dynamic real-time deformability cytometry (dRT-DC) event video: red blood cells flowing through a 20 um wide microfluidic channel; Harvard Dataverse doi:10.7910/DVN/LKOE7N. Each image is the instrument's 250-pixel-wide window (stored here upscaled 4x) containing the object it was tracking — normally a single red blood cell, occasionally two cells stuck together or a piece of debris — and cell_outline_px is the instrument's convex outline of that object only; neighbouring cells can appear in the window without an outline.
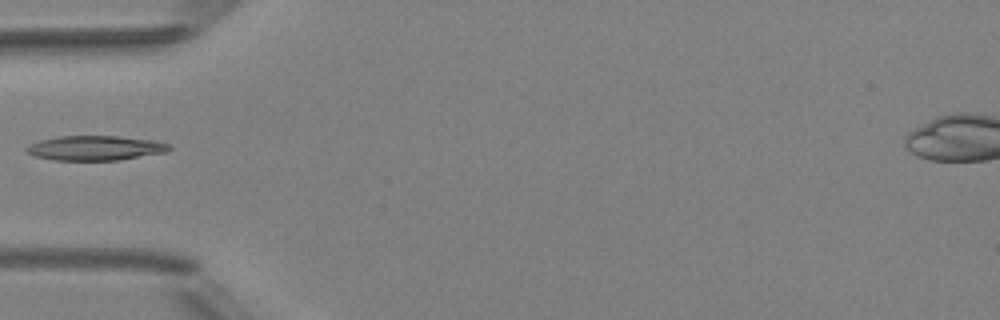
{"species": "Egyptian fruit bat (a non-hibernating species)", "species_latin": "Rousettus aegyptiacus", "temperature_condition": "room temperature", "stored_images_in_passage": 3, "camera_frame_rate_fps": 3000, "um_per_image_px": 0.085, "animal": {"sex": "female"}, "frame": {"image": 1, "passage_image": 2, "time_ms": 1.333, "image_size_px": [1000, 320], "cell_outline_px": [[172, 148], [168, 152], [120, 160], [52, 160], [36, 156], [24, 152], [24, 148], [28, 144], [40, 140], [60, 136], [116, 136], [152, 140], [168, 144]], "centroid_in_image_um": [8.07, 12.59], "position_along_channel_um": 76.9, "area_um2": 20.63}}
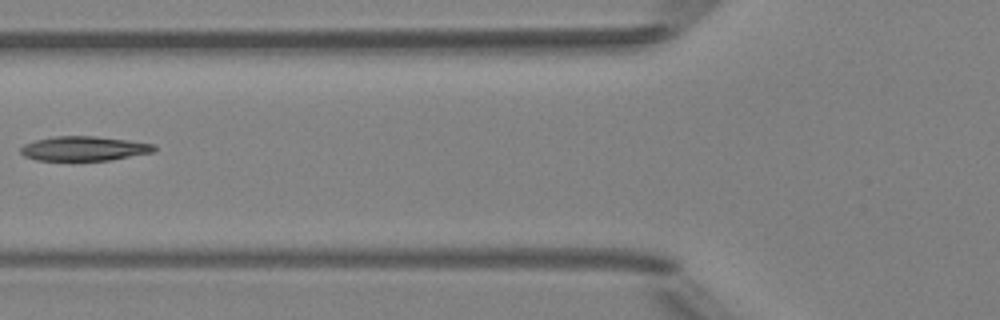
{"frame": {"image": 2, "passage_image": 3, "time_ms": 2.333, "image_size_px": [1000, 320], "cell_outline_px": [[156, 152], [108, 160], [36, 160], [24, 156], [20, 152], [20, 148], [24, 144], [36, 140], [56, 136], [96, 136], [128, 140], [156, 144]], "centroid_in_image_um": [7.17, 12.62], "position_along_channel_um": 118.6, "area_um2": 19.07}}